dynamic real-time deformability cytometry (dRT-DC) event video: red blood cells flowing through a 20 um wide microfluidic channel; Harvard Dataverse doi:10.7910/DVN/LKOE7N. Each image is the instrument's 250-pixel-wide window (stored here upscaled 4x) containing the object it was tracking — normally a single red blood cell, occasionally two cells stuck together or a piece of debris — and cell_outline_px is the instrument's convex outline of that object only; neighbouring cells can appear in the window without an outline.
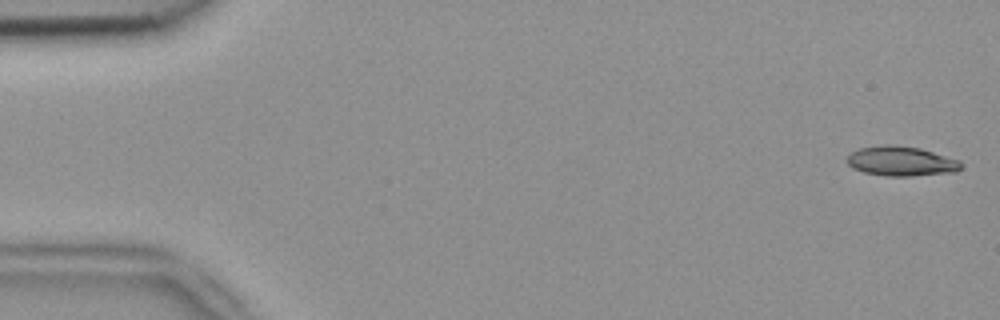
{"species": "common noctule bat (a hibernating species)", "species_latin": "Nyctalus noctula", "temperature_condition": "room temperature", "stored_images_in_passage": 12, "camera_frame_rate_fps": 3000, "um_per_image_px": 0.085, "animal": {"sex": "female", "body_mass_g": 18.4}, "frame": {"image": 1, "passage_image": 1, "time_ms": 0.0, "image_size_px": [1000, 320], "cell_outline_px": [[964, 168], [956, 172], [912, 176], [884, 176], [864, 172], [852, 168], [844, 160], [852, 152], [860, 148], [884, 144], [896, 144], [920, 148], [960, 160], [964, 164]], "centroid_in_image_um": [76.63, 13.7], "position_along_channel_um": 8.4, "area_um2": 20.11}}